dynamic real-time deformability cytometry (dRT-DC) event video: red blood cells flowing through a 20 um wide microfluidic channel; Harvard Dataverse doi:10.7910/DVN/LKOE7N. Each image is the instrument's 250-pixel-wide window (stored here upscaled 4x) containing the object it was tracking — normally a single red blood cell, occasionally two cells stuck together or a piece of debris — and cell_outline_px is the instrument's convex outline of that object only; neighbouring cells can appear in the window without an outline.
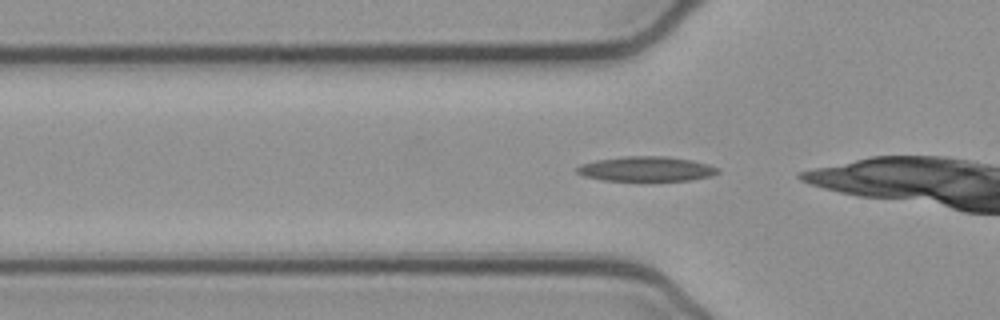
{"species": "common noctule bat (a hibernating species)", "species_latin": "Nyctalus noctula", "temperature_condition": "cold", "stored_images_in_passage": 37, "camera_frame_rate_fps": 3000, "um_per_image_px": 0.085, "animal": {"sex": "female", "body_mass_g": 21.9}, "frame": {"image": 1, "passage_image": 13, "time_ms": 4.0, "image_size_px": [1000, 320], "cell_outline_px": [[720, 172], [712, 176], [692, 180], [600, 180], [584, 176], [576, 172], [576, 168], [580, 164], [596, 160], [624, 156], [664, 156], [692, 160], [708, 164], [720, 168]], "centroid_in_image_um": [54.95, 14.35], "position_along_channel_um": 70.9, "area_um2": 20.4}}
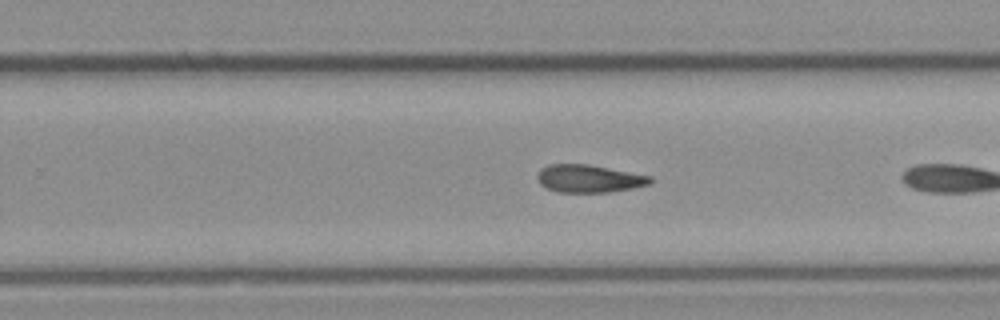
{"frame": {"image": 2, "passage_image": 29, "time_ms": 9.333, "image_size_px": [1000, 320], "cell_outline_px": [[652, 184], [632, 188], [608, 192], [556, 192], [540, 184], [536, 176], [540, 168], [548, 164], [588, 164], [652, 176]], "centroid_in_image_um": [50.06, 15.17], "position_along_channel_um": 279.7, "area_um2": 18.32}}
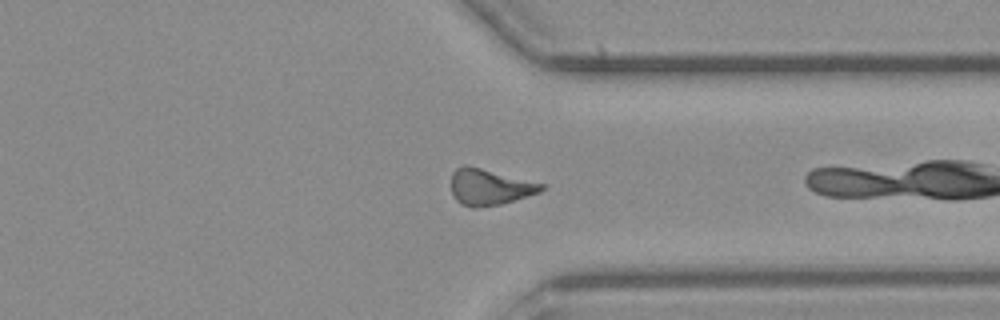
{"frame": {"image": 3, "passage_image": 36, "time_ms": 11.667, "image_size_px": [1000, 320], "cell_outline_px": [[544, 188], [540, 192], [500, 204], [476, 208], [472, 208], [460, 204], [452, 196], [452, 172], [456, 168], [464, 164], [468, 164], [544, 184]], "centroid_in_image_um": [41.57, 15.88], "position_along_channel_um": 369.8, "area_um2": 19.07}}